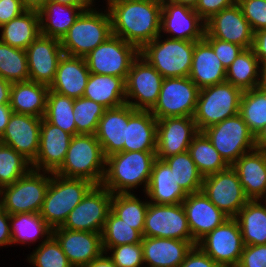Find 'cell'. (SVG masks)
<instances>
[{"label": "cell", "mask_w": 266, "mask_h": 267, "mask_svg": "<svg viewBox=\"0 0 266 267\" xmlns=\"http://www.w3.org/2000/svg\"><path fill=\"white\" fill-rule=\"evenodd\" d=\"M197 246L221 267H237L244 248L237 220L227 219L200 239Z\"/></svg>", "instance_id": "15"}, {"label": "cell", "mask_w": 266, "mask_h": 267, "mask_svg": "<svg viewBox=\"0 0 266 267\" xmlns=\"http://www.w3.org/2000/svg\"><path fill=\"white\" fill-rule=\"evenodd\" d=\"M160 35L197 42L204 39L205 21L193 8L162 0Z\"/></svg>", "instance_id": "17"}, {"label": "cell", "mask_w": 266, "mask_h": 267, "mask_svg": "<svg viewBox=\"0 0 266 267\" xmlns=\"http://www.w3.org/2000/svg\"><path fill=\"white\" fill-rule=\"evenodd\" d=\"M105 163L106 157L95 134H77L72 137L63 164L55 173L101 185Z\"/></svg>", "instance_id": "3"}, {"label": "cell", "mask_w": 266, "mask_h": 267, "mask_svg": "<svg viewBox=\"0 0 266 267\" xmlns=\"http://www.w3.org/2000/svg\"><path fill=\"white\" fill-rule=\"evenodd\" d=\"M136 193L112 194L111 210L125 223L143 235L149 201L147 195L140 198Z\"/></svg>", "instance_id": "39"}, {"label": "cell", "mask_w": 266, "mask_h": 267, "mask_svg": "<svg viewBox=\"0 0 266 267\" xmlns=\"http://www.w3.org/2000/svg\"><path fill=\"white\" fill-rule=\"evenodd\" d=\"M236 0H199L195 11L206 22L221 10L232 6Z\"/></svg>", "instance_id": "53"}, {"label": "cell", "mask_w": 266, "mask_h": 267, "mask_svg": "<svg viewBox=\"0 0 266 267\" xmlns=\"http://www.w3.org/2000/svg\"><path fill=\"white\" fill-rule=\"evenodd\" d=\"M94 186L85 179L66 178L51 173L50 183L40 211L41 217L52 228L62 227L69 213Z\"/></svg>", "instance_id": "5"}, {"label": "cell", "mask_w": 266, "mask_h": 267, "mask_svg": "<svg viewBox=\"0 0 266 267\" xmlns=\"http://www.w3.org/2000/svg\"><path fill=\"white\" fill-rule=\"evenodd\" d=\"M0 77L11 83L29 80L26 50L0 41Z\"/></svg>", "instance_id": "45"}, {"label": "cell", "mask_w": 266, "mask_h": 267, "mask_svg": "<svg viewBox=\"0 0 266 267\" xmlns=\"http://www.w3.org/2000/svg\"><path fill=\"white\" fill-rule=\"evenodd\" d=\"M232 167L249 200H266V151L254 149L245 153Z\"/></svg>", "instance_id": "26"}, {"label": "cell", "mask_w": 266, "mask_h": 267, "mask_svg": "<svg viewBox=\"0 0 266 267\" xmlns=\"http://www.w3.org/2000/svg\"><path fill=\"white\" fill-rule=\"evenodd\" d=\"M31 169V163L12 147L0 142V184H13Z\"/></svg>", "instance_id": "47"}, {"label": "cell", "mask_w": 266, "mask_h": 267, "mask_svg": "<svg viewBox=\"0 0 266 267\" xmlns=\"http://www.w3.org/2000/svg\"><path fill=\"white\" fill-rule=\"evenodd\" d=\"M143 235L110 210L101 232L104 253L111 247L142 242Z\"/></svg>", "instance_id": "43"}, {"label": "cell", "mask_w": 266, "mask_h": 267, "mask_svg": "<svg viewBox=\"0 0 266 267\" xmlns=\"http://www.w3.org/2000/svg\"><path fill=\"white\" fill-rule=\"evenodd\" d=\"M12 113L13 111L10 107V104L0 105V137L5 132L6 126Z\"/></svg>", "instance_id": "59"}, {"label": "cell", "mask_w": 266, "mask_h": 267, "mask_svg": "<svg viewBox=\"0 0 266 267\" xmlns=\"http://www.w3.org/2000/svg\"><path fill=\"white\" fill-rule=\"evenodd\" d=\"M83 97L106 109L120 107L126 104L125 80L112 75L90 73Z\"/></svg>", "instance_id": "33"}, {"label": "cell", "mask_w": 266, "mask_h": 267, "mask_svg": "<svg viewBox=\"0 0 266 267\" xmlns=\"http://www.w3.org/2000/svg\"><path fill=\"white\" fill-rule=\"evenodd\" d=\"M168 1H171L176 4H182L193 9H195L196 5L199 2V0H168Z\"/></svg>", "instance_id": "65"}, {"label": "cell", "mask_w": 266, "mask_h": 267, "mask_svg": "<svg viewBox=\"0 0 266 267\" xmlns=\"http://www.w3.org/2000/svg\"><path fill=\"white\" fill-rule=\"evenodd\" d=\"M182 205L186 212L190 232L196 243L230 218L218 209L202 191L188 194L182 201Z\"/></svg>", "instance_id": "24"}, {"label": "cell", "mask_w": 266, "mask_h": 267, "mask_svg": "<svg viewBox=\"0 0 266 267\" xmlns=\"http://www.w3.org/2000/svg\"><path fill=\"white\" fill-rule=\"evenodd\" d=\"M242 93L228 82L199 89L193 116L199 132L239 114Z\"/></svg>", "instance_id": "7"}, {"label": "cell", "mask_w": 266, "mask_h": 267, "mask_svg": "<svg viewBox=\"0 0 266 267\" xmlns=\"http://www.w3.org/2000/svg\"><path fill=\"white\" fill-rule=\"evenodd\" d=\"M157 119L149 110H135L128 105V124L124 151H156Z\"/></svg>", "instance_id": "28"}, {"label": "cell", "mask_w": 266, "mask_h": 267, "mask_svg": "<svg viewBox=\"0 0 266 267\" xmlns=\"http://www.w3.org/2000/svg\"><path fill=\"white\" fill-rule=\"evenodd\" d=\"M239 114L255 136L266 125V92L259 87L243 91Z\"/></svg>", "instance_id": "44"}, {"label": "cell", "mask_w": 266, "mask_h": 267, "mask_svg": "<svg viewBox=\"0 0 266 267\" xmlns=\"http://www.w3.org/2000/svg\"><path fill=\"white\" fill-rule=\"evenodd\" d=\"M112 34L139 50L160 35L162 0H127L107 7Z\"/></svg>", "instance_id": "1"}, {"label": "cell", "mask_w": 266, "mask_h": 267, "mask_svg": "<svg viewBox=\"0 0 266 267\" xmlns=\"http://www.w3.org/2000/svg\"><path fill=\"white\" fill-rule=\"evenodd\" d=\"M74 98L58 94L49 89L44 118L71 135H76L73 111Z\"/></svg>", "instance_id": "42"}, {"label": "cell", "mask_w": 266, "mask_h": 267, "mask_svg": "<svg viewBox=\"0 0 266 267\" xmlns=\"http://www.w3.org/2000/svg\"><path fill=\"white\" fill-rule=\"evenodd\" d=\"M106 108L85 97L74 99L73 111L77 134H95Z\"/></svg>", "instance_id": "46"}, {"label": "cell", "mask_w": 266, "mask_h": 267, "mask_svg": "<svg viewBox=\"0 0 266 267\" xmlns=\"http://www.w3.org/2000/svg\"><path fill=\"white\" fill-rule=\"evenodd\" d=\"M11 246L10 215L0 206V247Z\"/></svg>", "instance_id": "57"}, {"label": "cell", "mask_w": 266, "mask_h": 267, "mask_svg": "<svg viewBox=\"0 0 266 267\" xmlns=\"http://www.w3.org/2000/svg\"><path fill=\"white\" fill-rule=\"evenodd\" d=\"M145 267H179L194 246L190 241L171 238H142Z\"/></svg>", "instance_id": "25"}, {"label": "cell", "mask_w": 266, "mask_h": 267, "mask_svg": "<svg viewBox=\"0 0 266 267\" xmlns=\"http://www.w3.org/2000/svg\"><path fill=\"white\" fill-rule=\"evenodd\" d=\"M204 40L213 48L215 55H217L225 69H227L235 58L244 50L243 47L237 44L216 39L212 36H204Z\"/></svg>", "instance_id": "51"}, {"label": "cell", "mask_w": 266, "mask_h": 267, "mask_svg": "<svg viewBox=\"0 0 266 267\" xmlns=\"http://www.w3.org/2000/svg\"><path fill=\"white\" fill-rule=\"evenodd\" d=\"M188 151L203 177L222 171L230 166L203 132H199L194 137Z\"/></svg>", "instance_id": "40"}, {"label": "cell", "mask_w": 266, "mask_h": 267, "mask_svg": "<svg viewBox=\"0 0 266 267\" xmlns=\"http://www.w3.org/2000/svg\"><path fill=\"white\" fill-rule=\"evenodd\" d=\"M163 76L140 55L133 61L125 81L126 104L135 110H151L158 100Z\"/></svg>", "instance_id": "14"}, {"label": "cell", "mask_w": 266, "mask_h": 267, "mask_svg": "<svg viewBox=\"0 0 266 267\" xmlns=\"http://www.w3.org/2000/svg\"><path fill=\"white\" fill-rule=\"evenodd\" d=\"M252 49L261 65L266 64V29L254 32Z\"/></svg>", "instance_id": "56"}, {"label": "cell", "mask_w": 266, "mask_h": 267, "mask_svg": "<svg viewBox=\"0 0 266 267\" xmlns=\"http://www.w3.org/2000/svg\"><path fill=\"white\" fill-rule=\"evenodd\" d=\"M144 193L148 201L154 204H180L188 195L176 182L168 164L158 158L154 161Z\"/></svg>", "instance_id": "31"}, {"label": "cell", "mask_w": 266, "mask_h": 267, "mask_svg": "<svg viewBox=\"0 0 266 267\" xmlns=\"http://www.w3.org/2000/svg\"><path fill=\"white\" fill-rule=\"evenodd\" d=\"M127 124L128 104L105 110L95 133L105 157L124 151Z\"/></svg>", "instance_id": "30"}, {"label": "cell", "mask_w": 266, "mask_h": 267, "mask_svg": "<svg viewBox=\"0 0 266 267\" xmlns=\"http://www.w3.org/2000/svg\"><path fill=\"white\" fill-rule=\"evenodd\" d=\"M199 133L193 117H167L157 120L156 158L188 151L194 137Z\"/></svg>", "instance_id": "19"}, {"label": "cell", "mask_w": 266, "mask_h": 267, "mask_svg": "<svg viewBox=\"0 0 266 267\" xmlns=\"http://www.w3.org/2000/svg\"><path fill=\"white\" fill-rule=\"evenodd\" d=\"M105 1V5L103 6L104 8H107L109 5L114 4V3H119L122 1H127V0H104Z\"/></svg>", "instance_id": "66"}, {"label": "cell", "mask_w": 266, "mask_h": 267, "mask_svg": "<svg viewBox=\"0 0 266 267\" xmlns=\"http://www.w3.org/2000/svg\"><path fill=\"white\" fill-rule=\"evenodd\" d=\"M49 86L31 80L11 85L10 107L13 112L43 118Z\"/></svg>", "instance_id": "32"}, {"label": "cell", "mask_w": 266, "mask_h": 267, "mask_svg": "<svg viewBox=\"0 0 266 267\" xmlns=\"http://www.w3.org/2000/svg\"><path fill=\"white\" fill-rule=\"evenodd\" d=\"M105 253L117 267H145L141 242L111 247Z\"/></svg>", "instance_id": "49"}, {"label": "cell", "mask_w": 266, "mask_h": 267, "mask_svg": "<svg viewBox=\"0 0 266 267\" xmlns=\"http://www.w3.org/2000/svg\"><path fill=\"white\" fill-rule=\"evenodd\" d=\"M12 83L0 77V105L10 104Z\"/></svg>", "instance_id": "60"}, {"label": "cell", "mask_w": 266, "mask_h": 267, "mask_svg": "<svg viewBox=\"0 0 266 267\" xmlns=\"http://www.w3.org/2000/svg\"><path fill=\"white\" fill-rule=\"evenodd\" d=\"M21 2L26 10L39 12L49 0H21Z\"/></svg>", "instance_id": "62"}, {"label": "cell", "mask_w": 266, "mask_h": 267, "mask_svg": "<svg viewBox=\"0 0 266 267\" xmlns=\"http://www.w3.org/2000/svg\"><path fill=\"white\" fill-rule=\"evenodd\" d=\"M205 36H212L249 49L253 45L254 32L240 6L235 2L205 22Z\"/></svg>", "instance_id": "18"}, {"label": "cell", "mask_w": 266, "mask_h": 267, "mask_svg": "<svg viewBox=\"0 0 266 267\" xmlns=\"http://www.w3.org/2000/svg\"><path fill=\"white\" fill-rule=\"evenodd\" d=\"M29 80L47 85L53 83L60 58L63 56L58 39L39 35L27 48Z\"/></svg>", "instance_id": "20"}, {"label": "cell", "mask_w": 266, "mask_h": 267, "mask_svg": "<svg viewBox=\"0 0 266 267\" xmlns=\"http://www.w3.org/2000/svg\"><path fill=\"white\" fill-rule=\"evenodd\" d=\"M85 267H117L106 253H103L99 258L94 259Z\"/></svg>", "instance_id": "61"}, {"label": "cell", "mask_w": 266, "mask_h": 267, "mask_svg": "<svg viewBox=\"0 0 266 267\" xmlns=\"http://www.w3.org/2000/svg\"><path fill=\"white\" fill-rule=\"evenodd\" d=\"M234 218L244 245L266 244V200H249Z\"/></svg>", "instance_id": "37"}, {"label": "cell", "mask_w": 266, "mask_h": 267, "mask_svg": "<svg viewBox=\"0 0 266 267\" xmlns=\"http://www.w3.org/2000/svg\"><path fill=\"white\" fill-rule=\"evenodd\" d=\"M83 11L79 6L48 2L39 11L41 35L61 41Z\"/></svg>", "instance_id": "35"}, {"label": "cell", "mask_w": 266, "mask_h": 267, "mask_svg": "<svg viewBox=\"0 0 266 267\" xmlns=\"http://www.w3.org/2000/svg\"><path fill=\"white\" fill-rule=\"evenodd\" d=\"M41 121L39 117L13 112L0 142L32 163L39 151Z\"/></svg>", "instance_id": "21"}, {"label": "cell", "mask_w": 266, "mask_h": 267, "mask_svg": "<svg viewBox=\"0 0 266 267\" xmlns=\"http://www.w3.org/2000/svg\"><path fill=\"white\" fill-rule=\"evenodd\" d=\"M11 246L45 242L52 236L53 229L44 221L40 213H17L10 215Z\"/></svg>", "instance_id": "34"}, {"label": "cell", "mask_w": 266, "mask_h": 267, "mask_svg": "<svg viewBox=\"0 0 266 267\" xmlns=\"http://www.w3.org/2000/svg\"><path fill=\"white\" fill-rule=\"evenodd\" d=\"M255 149L266 151V125L255 135Z\"/></svg>", "instance_id": "63"}, {"label": "cell", "mask_w": 266, "mask_h": 267, "mask_svg": "<svg viewBox=\"0 0 266 267\" xmlns=\"http://www.w3.org/2000/svg\"><path fill=\"white\" fill-rule=\"evenodd\" d=\"M253 32L266 29V0H236Z\"/></svg>", "instance_id": "50"}, {"label": "cell", "mask_w": 266, "mask_h": 267, "mask_svg": "<svg viewBox=\"0 0 266 267\" xmlns=\"http://www.w3.org/2000/svg\"><path fill=\"white\" fill-rule=\"evenodd\" d=\"M163 160L170 167L178 185L187 194L201 191L203 176L199 173L189 151L169 156Z\"/></svg>", "instance_id": "41"}, {"label": "cell", "mask_w": 266, "mask_h": 267, "mask_svg": "<svg viewBox=\"0 0 266 267\" xmlns=\"http://www.w3.org/2000/svg\"><path fill=\"white\" fill-rule=\"evenodd\" d=\"M179 267H221L197 245L187 253Z\"/></svg>", "instance_id": "54"}, {"label": "cell", "mask_w": 266, "mask_h": 267, "mask_svg": "<svg viewBox=\"0 0 266 267\" xmlns=\"http://www.w3.org/2000/svg\"><path fill=\"white\" fill-rule=\"evenodd\" d=\"M199 88L189 77L164 78L158 100L150 110L158 120L167 117H193Z\"/></svg>", "instance_id": "11"}, {"label": "cell", "mask_w": 266, "mask_h": 267, "mask_svg": "<svg viewBox=\"0 0 266 267\" xmlns=\"http://www.w3.org/2000/svg\"><path fill=\"white\" fill-rule=\"evenodd\" d=\"M261 63L252 48L244 49L226 69V82L242 91L259 85Z\"/></svg>", "instance_id": "38"}, {"label": "cell", "mask_w": 266, "mask_h": 267, "mask_svg": "<svg viewBox=\"0 0 266 267\" xmlns=\"http://www.w3.org/2000/svg\"><path fill=\"white\" fill-rule=\"evenodd\" d=\"M258 87L266 92V64L261 65L260 81Z\"/></svg>", "instance_id": "64"}, {"label": "cell", "mask_w": 266, "mask_h": 267, "mask_svg": "<svg viewBox=\"0 0 266 267\" xmlns=\"http://www.w3.org/2000/svg\"><path fill=\"white\" fill-rule=\"evenodd\" d=\"M193 51L194 42L192 41L158 35L139 50V55L163 78L188 77L192 66Z\"/></svg>", "instance_id": "6"}, {"label": "cell", "mask_w": 266, "mask_h": 267, "mask_svg": "<svg viewBox=\"0 0 266 267\" xmlns=\"http://www.w3.org/2000/svg\"><path fill=\"white\" fill-rule=\"evenodd\" d=\"M144 237L171 238L190 241L194 246L185 209L180 204L150 203L145 216Z\"/></svg>", "instance_id": "12"}, {"label": "cell", "mask_w": 266, "mask_h": 267, "mask_svg": "<svg viewBox=\"0 0 266 267\" xmlns=\"http://www.w3.org/2000/svg\"><path fill=\"white\" fill-rule=\"evenodd\" d=\"M201 191L230 218H234L249 201L232 166L203 177Z\"/></svg>", "instance_id": "16"}, {"label": "cell", "mask_w": 266, "mask_h": 267, "mask_svg": "<svg viewBox=\"0 0 266 267\" xmlns=\"http://www.w3.org/2000/svg\"><path fill=\"white\" fill-rule=\"evenodd\" d=\"M111 35V18L107 8L94 6L80 14L60 42L65 55L84 58Z\"/></svg>", "instance_id": "4"}, {"label": "cell", "mask_w": 266, "mask_h": 267, "mask_svg": "<svg viewBox=\"0 0 266 267\" xmlns=\"http://www.w3.org/2000/svg\"><path fill=\"white\" fill-rule=\"evenodd\" d=\"M0 41L12 47L26 48L41 34L38 11L26 10L0 27Z\"/></svg>", "instance_id": "36"}, {"label": "cell", "mask_w": 266, "mask_h": 267, "mask_svg": "<svg viewBox=\"0 0 266 267\" xmlns=\"http://www.w3.org/2000/svg\"><path fill=\"white\" fill-rule=\"evenodd\" d=\"M202 132L230 166L243 154L255 149V136L240 114L226 118Z\"/></svg>", "instance_id": "9"}, {"label": "cell", "mask_w": 266, "mask_h": 267, "mask_svg": "<svg viewBox=\"0 0 266 267\" xmlns=\"http://www.w3.org/2000/svg\"><path fill=\"white\" fill-rule=\"evenodd\" d=\"M52 236L60 244L73 267H85L104 253L101 233L58 227L53 229Z\"/></svg>", "instance_id": "22"}, {"label": "cell", "mask_w": 266, "mask_h": 267, "mask_svg": "<svg viewBox=\"0 0 266 267\" xmlns=\"http://www.w3.org/2000/svg\"><path fill=\"white\" fill-rule=\"evenodd\" d=\"M89 75L85 58L63 54L49 89L74 99L83 97Z\"/></svg>", "instance_id": "27"}, {"label": "cell", "mask_w": 266, "mask_h": 267, "mask_svg": "<svg viewBox=\"0 0 266 267\" xmlns=\"http://www.w3.org/2000/svg\"><path fill=\"white\" fill-rule=\"evenodd\" d=\"M155 160L156 151H123L109 155L101 185L112 194L133 193L139 187H143L144 193Z\"/></svg>", "instance_id": "2"}, {"label": "cell", "mask_w": 266, "mask_h": 267, "mask_svg": "<svg viewBox=\"0 0 266 267\" xmlns=\"http://www.w3.org/2000/svg\"><path fill=\"white\" fill-rule=\"evenodd\" d=\"M51 172L30 169L0 192V206L9 214L40 213Z\"/></svg>", "instance_id": "8"}, {"label": "cell", "mask_w": 266, "mask_h": 267, "mask_svg": "<svg viewBox=\"0 0 266 267\" xmlns=\"http://www.w3.org/2000/svg\"><path fill=\"white\" fill-rule=\"evenodd\" d=\"M237 267H266V244L244 245Z\"/></svg>", "instance_id": "52"}, {"label": "cell", "mask_w": 266, "mask_h": 267, "mask_svg": "<svg viewBox=\"0 0 266 267\" xmlns=\"http://www.w3.org/2000/svg\"><path fill=\"white\" fill-rule=\"evenodd\" d=\"M96 1L97 0H49V2H56L64 5L79 6L84 11L98 5Z\"/></svg>", "instance_id": "58"}, {"label": "cell", "mask_w": 266, "mask_h": 267, "mask_svg": "<svg viewBox=\"0 0 266 267\" xmlns=\"http://www.w3.org/2000/svg\"><path fill=\"white\" fill-rule=\"evenodd\" d=\"M25 11L21 0H0V27Z\"/></svg>", "instance_id": "55"}, {"label": "cell", "mask_w": 266, "mask_h": 267, "mask_svg": "<svg viewBox=\"0 0 266 267\" xmlns=\"http://www.w3.org/2000/svg\"><path fill=\"white\" fill-rule=\"evenodd\" d=\"M34 248L26 259L31 267H73L53 236Z\"/></svg>", "instance_id": "48"}, {"label": "cell", "mask_w": 266, "mask_h": 267, "mask_svg": "<svg viewBox=\"0 0 266 267\" xmlns=\"http://www.w3.org/2000/svg\"><path fill=\"white\" fill-rule=\"evenodd\" d=\"M139 49L122 38L111 35L84 58L90 73L121 77L125 81Z\"/></svg>", "instance_id": "10"}, {"label": "cell", "mask_w": 266, "mask_h": 267, "mask_svg": "<svg viewBox=\"0 0 266 267\" xmlns=\"http://www.w3.org/2000/svg\"><path fill=\"white\" fill-rule=\"evenodd\" d=\"M73 135L49 123L44 117L40 127L39 151L31 168L55 173L63 164Z\"/></svg>", "instance_id": "23"}, {"label": "cell", "mask_w": 266, "mask_h": 267, "mask_svg": "<svg viewBox=\"0 0 266 267\" xmlns=\"http://www.w3.org/2000/svg\"><path fill=\"white\" fill-rule=\"evenodd\" d=\"M112 193L102 185H94L82 201L69 213L62 228L101 233L111 210Z\"/></svg>", "instance_id": "13"}, {"label": "cell", "mask_w": 266, "mask_h": 267, "mask_svg": "<svg viewBox=\"0 0 266 267\" xmlns=\"http://www.w3.org/2000/svg\"><path fill=\"white\" fill-rule=\"evenodd\" d=\"M199 89L226 82V69L204 40L194 42L192 66L188 76Z\"/></svg>", "instance_id": "29"}]
</instances>
